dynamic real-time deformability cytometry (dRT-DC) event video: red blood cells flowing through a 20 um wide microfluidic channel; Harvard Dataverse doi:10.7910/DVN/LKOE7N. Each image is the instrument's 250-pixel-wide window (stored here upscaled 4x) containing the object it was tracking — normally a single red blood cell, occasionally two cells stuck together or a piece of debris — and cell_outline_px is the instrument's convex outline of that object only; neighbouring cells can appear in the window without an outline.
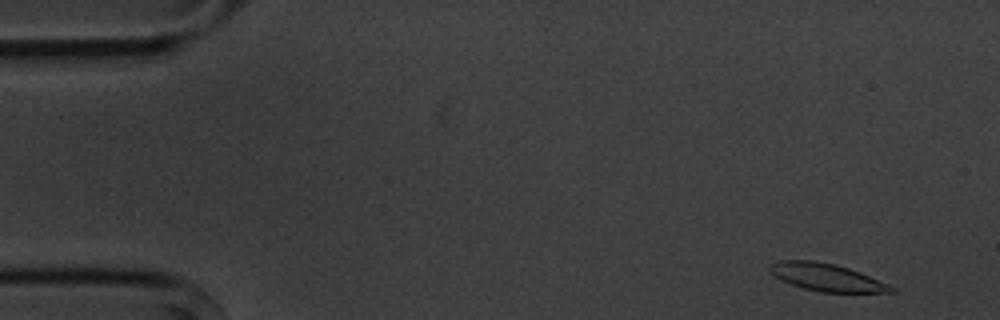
{"species": "common noctule bat (a hibernating species)", "species_latin": "Nyctalus noctula", "temperature_condition": "cold", "stored_images_in_passage": 6, "camera_frame_rate_fps": 3000, "um_per_image_px": 0.085, "animal": {"sex": "male", "body_mass_g": 20.1, "forearm_length_mm": 53.5}, "frame": {"image": 1, "passage_image": 1, "time_ms": 0.0, "image_size_px": [1000, 320], "cell_outline_px": [[900, 292], [820, 292], [804, 288], [792, 284], [776, 276], [768, 268], [772, 264], [780, 260], [812, 260], [836, 264], [860, 272], [888, 284], [896, 288]], "centroid_in_image_um": [70.32, 23.57], "position_along_channel_um": 14.7, "area_um2": 19.19}}
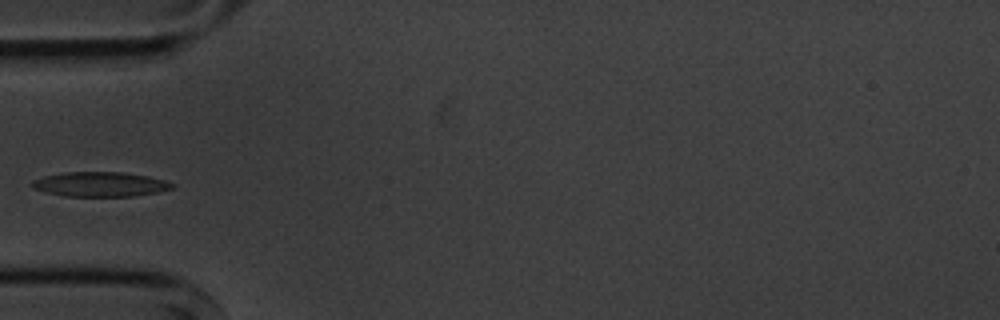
{"frame": {"image": 2, "passage_image": 5, "time_ms": 4.667, "image_size_px": [1000, 320], "cell_outline_px": [[176, 184], [172, 188], [156, 192], [132, 196], [64, 196], [32, 188], [28, 184], [32, 180], [44, 176], [64, 172], [124, 172], [148, 176], [164, 180]], "centroid_in_image_um": [8.48, 15.65], "position_along_channel_um": 76.5, "area_um2": 20.11}}
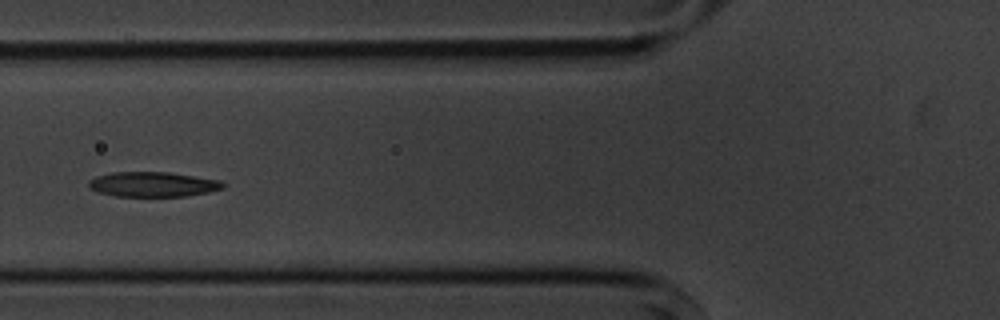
{"frame": {"image": 3, "passage_image": 6, "time_ms": 5.667, "image_size_px": [1000, 320], "cell_outline_px": [[224, 188], [208, 192], [184, 196], [116, 196], [96, 192], [88, 184], [88, 180], [96, 176], [112, 172], [168, 172], [220, 180], [224, 184]], "centroid_in_image_um": [12.97, 15.66], "position_along_channel_um": 112.8, "area_um2": 19.42}}